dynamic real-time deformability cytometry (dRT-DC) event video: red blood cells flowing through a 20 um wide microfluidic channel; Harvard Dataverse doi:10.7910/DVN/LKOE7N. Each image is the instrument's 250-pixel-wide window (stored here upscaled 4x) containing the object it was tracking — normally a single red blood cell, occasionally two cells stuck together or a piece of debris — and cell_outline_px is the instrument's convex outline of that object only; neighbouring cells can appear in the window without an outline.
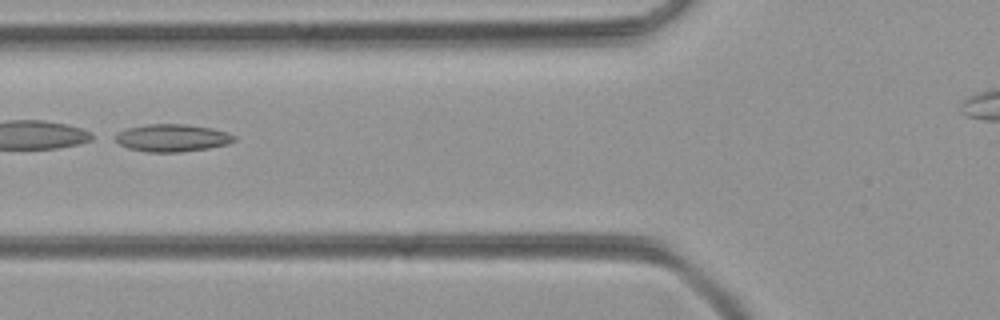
{"species": "common noctule bat (a hibernating species)", "species_latin": "Nyctalus noctula", "temperature_condition": "room temperature", "stored_images_in_passage": 31, "camera_frame_rate_fps": 3000, "um_per_image_px": 0.085, "animal": {"sex": "female", "body_mass_g": 21.9}, "frame": {"image": 1, "passage_image": 5, "time_ms": 1.333, "image_size_px": [1000, 320], "cell_outline_px": [[236, 140], [228, 144], [208, 148], [180, 152], [148, 152], [128, 148], [120, 144], [116, 140], [116, 136], [120, 132], [128, 128], [148, 124], [184, 124], [212, 128], [228, 132], [236, 136]], "centroid_in_image_um": [14.69, 11.72], "position_along_channel_um": 111.1, "area_um2": 18.9}}
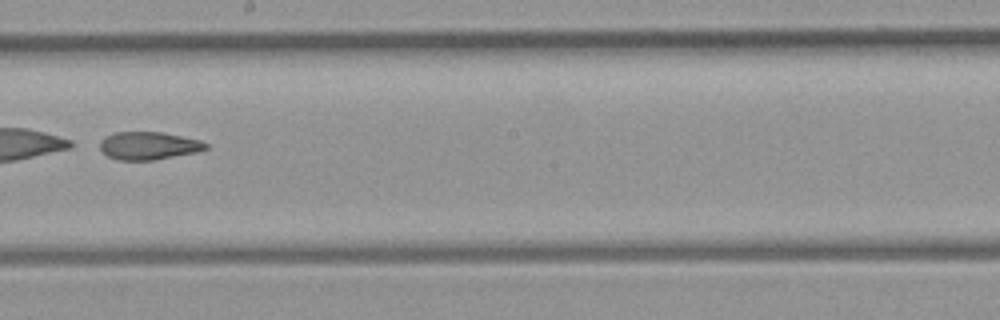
{"frame": {"image": 2, "passage_image": 14, "time_ms": 4.333, "image_size_px": [1000, 320], "cell_outline_px": [[208, 148], [196, 152], [152, 160], [116, 160], [108, 156], [100, 148], [100, 140], [116, 132], [160, 132], [200, 140], [208, 144]], "centroid_in_image_um": [12.63, 12.39], "position_along_channel_um": 235.6, "area_um2": 16.94}}